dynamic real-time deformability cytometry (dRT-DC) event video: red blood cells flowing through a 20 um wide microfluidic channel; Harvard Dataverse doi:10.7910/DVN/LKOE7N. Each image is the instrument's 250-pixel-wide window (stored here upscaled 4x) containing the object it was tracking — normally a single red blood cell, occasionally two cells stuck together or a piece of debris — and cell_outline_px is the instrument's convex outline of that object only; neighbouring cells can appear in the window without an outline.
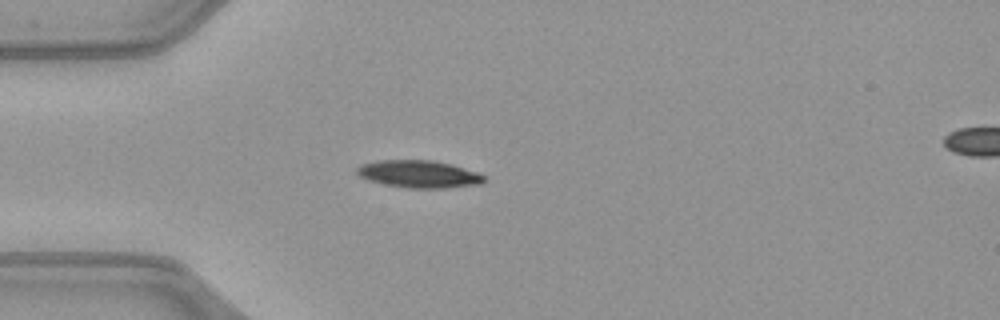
{"species": "common noctule bat (a hibernating species)", "species_latin": "Nyctalus noctula", "temperature_condition": "warm", "stored_images_in_passage": 38, "camera_frame_rate_fps": 3000, "um_per_image_px": 0.085, "animal": {"sex": "female", "body_mass_g": 21.9}, "frame": {"image": 1, "passage_image": 1, "time_ms": 0.0, "image_size_px": [1000, 320], "cell_outline_px": [[484, 180], [480, 184], [444, 188], [408, 188], [384, 184], [368, 180], [360, 176], [356, 172], [356, 168], [360, 164], [376, 160], [432, 160], [452, 164], [476, 172], [484, 176]], "centroid_in_image_um": [35.56, 14.79], "position_along_channel_um": 49.4, "area_um2": 20.29}}
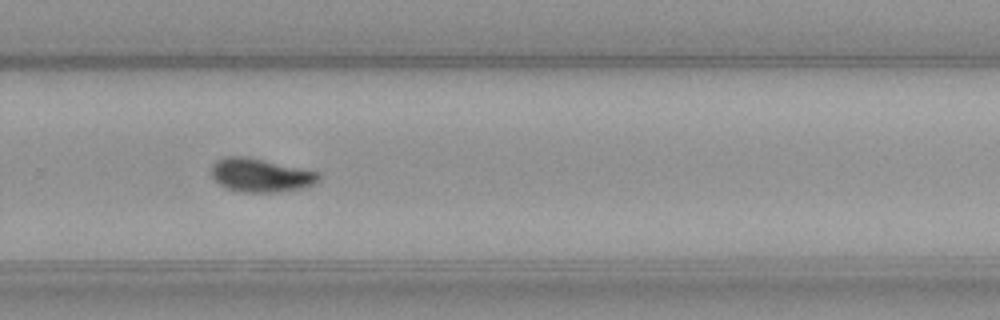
{"frame": {"image": 2, "passage_image": 21, "time_ms": 6.667, "image_size_px": [1000, 320], "cell_outline_px": [[320, 180], [304, 188], [276, 192], [244, 192], [228, 188], [220, 184], [212, 176], [212, 164], [216, 160], [224, 156], [244, 156], [264, 160], [320, 172]], "centroid_in_image_um": [22.17, 14.88], "position_along_channel_um": 307.6, "area_um2": 20.87}}
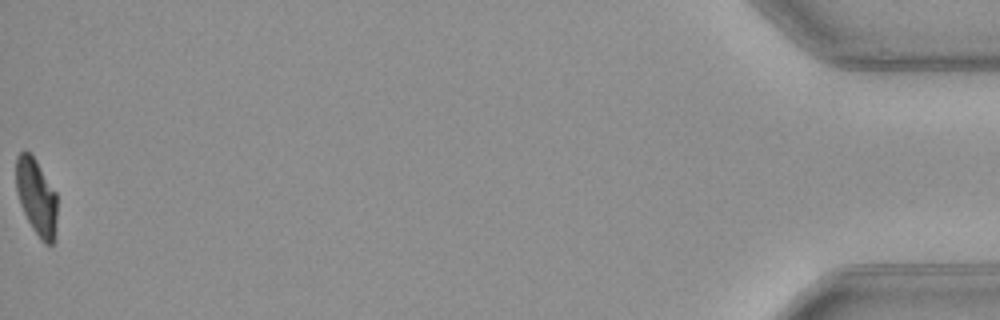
{"frame": {"image": 3, "passage_image": 38, "time_ms": 12.333, "image_size_px": [1000, 320], "cell_outline_px": [[56, 220], [52, 244], [44, 244], [40, 240], [32, 228], [20, 204], [16, 192], [16, 156], [20, 152], [28, 152], [36, 160], [56, 192]], "centroid_in_image_um": [3.08, 16.73], "position_along_channel_um": 432.1, "area_um2": 18.09}, "authors_computed_cell_mechanics": {"area_um2": 20.8658, "velocity_mm_per_s": 4.0535, "shape_relaxation_time_tau1_ms": 5.0869, "shape_relaxation_time_tau2_ms": null, "deformation_change_tau1": 0.1788, "deformation_change_tau2": null}}